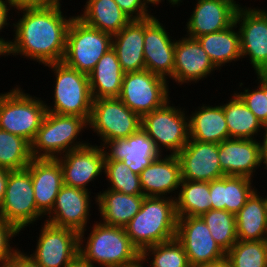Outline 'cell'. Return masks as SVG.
<instances>
[{"label":"cell","mask_w":267,"mask_h":267,"mask_svg":"<svg viewBox=\"0 0 267 267\" xmlns=\"http://www.w3.org/2000/svg\"><path fill=\"white\" fill-rule=\"evenodd\" d=\"M45 101L32 97L17 85L0 93V129L33 141L46 115Z\"/></svg>","instance_id":"cell-6"},{"label":"cell","mask_w":267,"mask_h":267,"mask_svg":"<svg viewBox=\"0 0 267 267\" xmlns=\"http://www.w3.org/2000/svg\"><path fill=\"white\" fill-rule=\"evenodd\" d=\"M10 171L11 170L9 169L0 167V206L2 205L5 196L6 184Z\"/></svg>","instance_id":"cell-46"},{"label":"cell","mask_w":267,"mask_h":267,"mask_svg":"<svg viewBox=\"0 0 267 267\" xmlns=\"http://www.w3.org/2000/svg\"><path fill=\"white\" fill-rule=\"evenodd\" d=\"M256 190L236 216L239 241L267 240V202Z\"/></svg>","instance_id":"cell-30"},{"label":"cell","mask_w":267,"mask_h":267,"mask_svg":"<svg viewBox=\"0 0 267 267\" xmlns=\"http://www.w3.org/2000/svg\"><path fill=\"white\" fill-rule=\"evenodd\" d=\"M112 41L113 35L92 28L75 16L68 28L63 62L88 75L112 48Z\"/></svg>","instance_id":"cell-7"},{"label":"cell","mask_w":267,"mask_h":267,"mask_svg":"<svg viewBox=\"0 0 267 267\" xmlns=\"http://www.w3.org/2000/svg\"><path fill=\"white\" fill-rule=\"evenodd\" d=\"M242 58L249 56L257 74H267V10L240 5L235 15Z\"/></svg>","instance_id":"cell-13"},{"label":"cell","mask_w":267,"mask_h":267,"mask_svg":"<svg viewBox=\"0 0 267 267\" xmlns=\"http://www.w3.org/2000/svg\"><path fill=\"white\" fill-rule=\"evenodd\" d=\"M0 217L19 232L45 217L37 210L31 175L26 168L9 172Z\"/></svg>","instance_id":"cell-11"},{"label":"cell","mask_w":267,"mask_h":267,"mask_svg":"<svg viewBox=\"0 0 267 267\" xmlns=\"http://www.w3.org/2000/svg\"><path fill=\"white\" fill-rule=\"evenodd\" d=\"M15 9L23 7H51L61 5V0H8Z\"/></svg>","instance_id":"cell-43"},{"label":"cell","mask_w":267,"mask_h":267,"mask_svg":"<svg viewBox=\"0 0 267 267\" xmlns=\"http://www.w3.org/2000/svg\"><path fill=\"white\" fill-rule=\"evenodd\" d=\"M91 191L63 185L56 197L53 209L45 221L58 227L69 228L79 233V244L84 237L86 224L91 214ZM84 239V240H83Z\"/></svg>","instance_id":"cell-15"},{"label":"cell","mask_w":267,"mask_h":267,"mask_svg":"<svg viewBox=\"0 0 267 267\" xmlns=\"http://www.w3.org/2000/svg\"><path fill=\"white\" fill-rule=\"evenodd\" d=\"M232 96L228 103L221 104L228 126L229 138L254 139L261 128L264 130L266 128L235 93Z\"/></svg>","instance_id":"cell-33"},{"label":"cell","mask_w":267,"mask_h":267,"mask_svg":"<svg viewBox=\"0 0 267 267\" xmlns=\"http://www.w3.org/2000/svg\"><path fill=\"white\" fill-rule=\"evenodd\" d=\"M132 267H141L139 264L135 265V266H132Z\"/></svg>","instance_id":"cell-54"},{"label":"cell","mask_w":267,"mask_h":267,"mask_svg":"<svg viewBox=\"0 0 267 267\" xmlns=\"http://www.w3.org/2000/svg\"><path fill=\"white\" fill-rule=\"evenodd\" d=\"M176 239L183 245L191 267L226 259V252L213 239L200 216L178 217Z\"/></svg>","instance_id":"cell-12"},{"label":"cell","mask_w":267,"mask_h":267,"mask_svg":"<svg viewBox=\"0 0 267 267\" xmlns=\"http://www.w3.org/2000/svg\"><path fill=\"white\" fill-rule=\"evenodd\" d=\"M165 28L155 16L144 19L145 69L173 80L175 40Z\"/></svg>","instance_id":"cell-16"},{"label":"cell","mask_w":267,"mask_h":267,"mask_svg":"<svg viewBox=\"0 0 267 267\" xmlns=\"http://www.w3.org/2000/svg\"><path fill=\"white\" fill-rule=\"evenodd\" d=\"M67 267H97L93 266L91 263L87 262L80 254H78Z\"/></svg>","instance_id":"cell-48"},{"label":"cell","mask_w":267,"mask_h":267,"mask_svg":"<svg viewBox=\"0 0 267 267\" xmlns=\"http://www.w3.org/2000/svg\"><path fill=\"white\" fill-rule=\"evenodd\" d=\"M17 234L19 235V231L0 217V267H5L19 250L10 246L12 237H16Z\"/></svg>","instance_id":"cell-41"},{"label":"cell","mask_w":267,"mask_h":267,"mask_svg":"<svg viewBox=\"0 0 267 267\" xmlns=\"http://www.w3.org/2000/svg\"><path fill=\"white\" fill-rule=\"evenodd\" d=\"M258 139L228 138L218 144V159L224 175L253 179V172L261 166Z\"/></svg>","instance_id":"cell-23"},{"label":"cell","mask_w":267,"mask_h":267,"mask_svg":"<svg viewBox=\"0 0 267 267\" xmlns=\"http://www.w3.org/2000/svg\"><path fill=\"white\" fill-rule=\"evenodd\" d=\"M112 49L116 52L124 73L145 70L144 19L131 20L114 34Z\"/></svg>","instance_id":"cell-25"},{"label":"cell","mask_w":267,"mask_h":267,"mask_svg":"<svg viewBox=\"0 0 267 267\" xmlns=\"http://www.w3.org/2000/svg\"><path fill=\"white\" fill-rule=\"evenodd\" d=\"M102 147L105 160H122L138 175L160 155L153 140L142 128L127 138L109 140Z\"/></svg>","instance_id":"cell-20"},{"label":"cell","mask_w":267,"mask_h":267,"mask_svg":"<svg viewBox=\"0 0 267 267\" xmlns=\"http://www.w3.org/2000/svg\"><path fill=\"white\" fill-rule=\"evenodd\" d=\"M175 5L178 6V4H180V2H182V0H171Z\"/></svg>","instance_id":"cell-52"},{"label":"cell","mask_w":267,"mask_h":267,"mask_svg":"<svg viewBox=\"0 0 267 267\" xmlns=\"http://www.w3.org/2000/svg\"><path fill=\"white\" fill-rule=\"evenodd\" d=\"M226 260L232 267H267V240H238Z\"/></svg>","instance_id":"cell-38"},{"label":"cell","mask_w":267,"mask_h":267,"mask_svg":"<svg viewBox=\"0 0 267 267\" xmlns=\"http://www.w3.org/2000/svg\"><path fill=\"white\" fill-rule=\"evenodd\" d=\"M257 80V89L244 88L243 92L235 94L267 129V74H257Z\"/></svg>","instance_id":"cell-40"},{"label":"cell","mask_w":267,"mask_h":267,"mask_svg":"<svg viewBox=\"0 0 267 267\" xmlns=\"http://www.w3.org/2000/svg\"><path fill=\"white\" fill-rule=\"evenodd\" d=\"M170 197L145 196L139 212L124 227L140 253L147 247L176 238L178 217L175 198Z\"/></svg>","instance_id":"cell-2"},{"label":"cell","mask_w":267,"mask_h":267,"mask_svg":"<svg viewBox=\"0 0 267 267\" xmlns=\"http://www.w3.org/2000/svg\"><path fill=\"white\" fill-rule=\"evenodd\" d=\"M237 27L239 26L234 22L224 30L196 38L218 69L226 63L236 62L242 58L239 31H235Z\"/></svg>","instance_id":"cell-31"},{"label":"cell","mask_w":267,"mask_h":267,"mask_svg":"<svg viewBox=\"0 0 267 267\" xmlns=\"http://www.w3.org/2000/svg\"><path fill=\"white\" fill-rule=\"evenodd\" d=\"M31 143L21 136L0 129V167L25 169L32 161Z\"/></svg>","instance_id":"cell-35"},{"label":"cell","mask_w":267,"mask_h":267,"mask_svg":"<svg viewBox=\"0 0 267 267\" xmlns=\"http://www.w3.org/2000/svg\"><path fill=\"white\" fill-rule=\"evenodd\" d=\"M87 126L88 121L85 118L46 112L42 124L31 142L33 158L56 159L71 150L85 147L89 144L87 141L76 140H80L77 137Z\"/></svg>","instance_id":"cell-4"},{"label":"cell","mask_w":267,"mask_h":267,"mask_svg":"<svg viewBox=\"0 0 267 267\" xmlns=\"http://www.w3.org/2000/svg\"><path fill=\"white\" fill-rule=\"evenodd\" d=\"M17 10L23 17L13 23L15 35L4 48V55H21L43 65L62 62L68 28L74 16L64 17L61 5Z\"/></svg>","instance_id":"cell-1"},{"label":"cell","mask_w":267,"mask_h":267,"mask_svg":"<svg viewBox=\"0 0 267 267\" xmlns=\"http://www.w3.org/2000/svg\"><path fill=\"white\" fill-rule=\"evenodd\" d=\"M160 154L139 174L142 193L147 197H167L175 190L179 191L182 177L181 165L177 155L169 154L162 158ZM164 195V196H163Z\"/></svg>","instance_id":"cell-24"},{"label":"cell","mask_w":267,"mask_h":267,"mask_svg":"<svg viewBox=\"0 0 267 267\" xmlns=\"http://www.w3.org/2000/svg\"><path fill=\"white\" fill-rule=\"evenodd\" d=\"M26 169L30 172L37 210L48 216L63 184V172L57 159L33 158Z\"/></svg>","instance_id":"cell-22"},{"label":"cell","mask_w":267,"mask_h":267,"mask_svg":"<svg viewBox=\"0 0 267 267\" xmlns=\"http://www.w3.org/2000/svg\"><path fill=\"white\" fill-rule=\"evenodd\" d=\"M170 100L161 108L145 114L141 128L153 140L156 149L162 154V148L177 155L189 141V115L184 109L170 105Z\"/></svg>","instance_id":"cell-8"},{"label":"cell","mask_w":267,"mask_h":267,"mask_svg":"<svg viewBox=\"0 0 267 267\" xmlns=\"http://www.w3.org/2000/svg\"><path fill=\"white\" fill-rule=\"evenodd\" d=\"M0 56H4V49L0 46Z\"/></svg>","instance_id":"cell-53"},{"label":"cell","mask_w":267,"mask_h":267,"mask_svg":"<svg viewBox=\"0 0 267 267\" xmlns=\"http://www.w3.org/2000/svg\"><path fill=\"white\" fill-rule=\"evenodd\" d=\"M23 252L19 249L5 267H41L27 253Z\"/></svg>","instance_id":"cell-44"},{"label":"cell","mask_w":267,"mask_h":267,"mask_svg":"<svg viewBox=\"0 0 267 267\" xmlns=\"http://www.w3.org/2000/svg\"><path fill=\"white\" fill-rule=\"evenodd\" d=\"M264 136L262 142L259 141L260 144V161L261 165H266L264 168L267 170V129L264 130Z\"/></svg>","instance_id":"cell-47"},{"label":"cell","mask_w":267,"mask_h":267,"mask_svg":"<svg viewBox=\"0 0 267 267\" xmlns=\"http://www.w3.org/2000/svg\"><path fill=\"white\" fill-rule=\"evenodd\" d=\"M124 71L111 48L88 74L93 99L118 98L121 92Z\"/></svg>","instance_id":"cell-29"},{"label":"cell","mask_w":267,"mask_h":267,"mask_svg":"<svg viewBox=\"0 0 267 267\" xmlns=\"http://www.w3.org/2000/svg\"><path fill=\"white\" fill-rule=\"evenodd\" d=\"M141 267H144L143 264H145V261L140 257L139 259V263H138ZM147 267V266H146ZM150 267V266H149Z\"/></svg>","instance_id":"cell-51"},{"label":"cell","mask_w":267,"mask_h":267,"mask_svg":"<svg viewBox=\"0 0 267 267\" xmlns=\"http://www.w3.org/2000/svg\"><path fill=\"white\" fill-rule=\"evenodd\" d=\"M175 197L177 217L201 216L211 209L209 182L182 180Z\"/></svg>","instance_id":"cell-34"},{"label":"cell","mask_w":267,"mask_h":267,"mask_svg":"<svg viewBox=\"0 0 267 267\" xmlns=\"http://www.w3.org/2000/svg\"><path fill=\"white\" fill-rule=\"evenodd\" d=\"M104 174L111 183L108 189L128 195H143L139 175L122 160H105Z\"/></svg>","instance_id":"cell-39"},{"label":"cell","mask_w":267,"mask_h":267,"mask_svg":"<svg viewBox=\"0 0 267 267\" xmlns=\"http://www.w3.org/2000/svg\"><path fill=\"white\" fill-rule=\"evenodd\" d=\"M251 178L225 175L209 182L211 209L237 214L256 190Z\"/></svg>","instance_id":"cell-26"},{"label":"cell","mask_w":267,"mask_h":267,"mask_svg":"<svg viewBox=\"0 0 267 267\" xmlns=\"http://www.w3.org/2000/svg\"><path fill=\"white\" fill-rule=\"evenodd\" d=\"M33 254H28L41 267H67L79 254V233L69 228L44 222Z\"/></svg>","instance_id":"cell-14"},{"label":"cell","mask_w":267,"mask_h":267,"mask_svg":"<svg viewBox=\"0 0 267 267\" xmlns=\"http://www.w3.org/2000/svg\"><path fill=\"white\" fill-rule=\"evenodd\" d=\"M148 5L150 4H153V5H158L159 3H161L162 1L164 0H144ZM169 3L174 6L175 4L171 1V0H168Z\"/></svg>","instance_id":"cell-50"},{"label":"cell","mask_w":267,"mask_h":267,"mask_svg":"<svg viewBox=\"0 0 267 267\" xmlns=\"http://www.w3.org/2000/svg\"><path fill=\"white\" fill-rule=\"evenodd\" d=\"M216 69L197 39L185 36L175 41L173 80L178 85L199 82Z\"/></svg>","instance_id":"cell-21"},{"label":"cell","mask_w":267,"mask_h":267,"mask_svg":"<svg viewBox=\"0 0 267 267\" xmlns=\"http://www.w3.org/2000/svg\"><path fill=\"white\" fill-rule=\"evenodd\" d=\"M119 8L131 19L142 20L153 15L149 14L148 4L144 0H114Z\"/></svg>","instance_id":"cell-42"},{"label":"cell","mask_w":267,"mask_h":267,"mask_svg":"<svg viewBox=\"0 0 267 267\" xmlns=\"http://www.w3.org/2000/svg\"><path fill=\"white\" fill-rule=\"evenodd\" d=\"M12 8V5L9 3L8 0H0V32H2V29L5 26H8L10 23L8 21L10 20L9 17V10ZM10 40H5L4 38L0 37V46L4 49L8 44Z\"/></svg>","instance_id":"cell-45"},{"label":"cell","mask_w":267,"mask_h":267,"mask_svg":"<svg viewBox=\"0 0 267 267\" xmlns=\"http://www.w3.org/2000/svg\"><path fill=\"white\" fill-rule=\"evenodd\" d=\"M56 159L61 165L66 186L89 191L87 184L104 172L105 152L102 146L89 143Z\"/></svg>","instance_id":"cell-17"},{"label":"cell","mask_w":267,"mask_h":267,"mask_svg":"<svg viewBox=\"0 0 267 267\" xmlns=\"http://www.w3.org/2000/svg\"><path fill=\"white\" fill-rule=\"evenodd\" d=\"M144 195H128L114 190H103L95 196L101 223L124 228L139 212ZM103 220V222H102Z\"/></svg>","instance_id":"cell-27"},{"label":"cell","mask_w":267,"mask_h":267,"mask_svg":"<svg viewBox=\"0 0 267 267\" xmlns=\"http://www.w3.org/2000/svg\"><path fill=\"white\" fill-rule=\"evenodd\" d=\"M177 157L182 180L210 182L225 176L218 159L217 143L189 139Z\"/></svg>","instance_id":"cell-18"},{"label":"cell","mask_w":267,"mask_h":267,"mask_svg":"<svg viewBox=\"0 0 267 267\" xmlns=\"http://www.w3.org/2000/svg\"><path fill=\"white\" fill-rule=\"evenodd\" d=\"M141 258L149 261L151 267H191L183 245L176 238L145 248Z\"/></svg>","instance_id":"cell-37"},{"label":"cell","mask_w":267,"mask_h":267,"mask_svg":"<svg viewBox=\"0 0 267 267\" xmlns=\"http://www.w3.org/2000/svg\"><path fill=\"white\" fill-rule=\"evenodd\" d=\"M186 24L185 36L196 39L230 27L240 4L235 0H197Z\"/></svg>","instance_id":"cell-19"},{"label":"cell","mask_w":267,"mask_h":267,"mask_svg":"<svg viewBox=\"0 0 267 267\" xmlns=\"http://www.w3.org/2000/svg\"><path fill=\"white\" fill-rule=\"evenodd\" d=\"M141 120L119 98L93 99L88 127L100 136L103 146L109 140L127 138L137 132Z\"/></svg>","instance_id":"cell-10"},{"label":"cell","mask_w":267,"mask_h":267,"mask_svg":"<svg viewBox=\"0 0 267 267\" xmlns=\"http://www.w3.org/2000/svg\"><path fill=\"white\" fill-rule=\"evenodd\" d=\"M91 230L86 244H79V254L87 262L99 267H132L139 263L141 253L131 243L125 228L96 221Z\"/></svg>","instance_id":"cell-3"},{"label":"cell","mask_w":267,"mask_h":267,"mask_svg":"<svg viewBox=\"0 0 267 267\" xmlns=\"http://www.w3.org/2000/svg\"><path fill=\"white\" fill-rule=\"evenodd\" d=\"M55 76L53 105L45 104L47 112L90 119L93 97L87 74L67 66L63 61L49 63Z\"/></svg>","instance_id":"cell-5"},{"label":"cell","mask_w":267,"mask_h":267,"mask_svg":"<svg viewBox=\"0 0 267 267\" xmlns=\"http://www.w3.org/2000/svg\"><path fill=\"white\" fill-rule=\"evenodd\" d=\"M189 116V139L221 143L229 138L223 107L202 104Z\"/></svg>","instance_id":"cell-28"},{"label":"cell","mask_w":267,"mask_h":267,"mask_svg":"<svg viewBox=\"0 0 267 267\" xmlns=\"http://www.w3.org/2000/svg\"><path fill=\"white\" fill-rule=\"evenodd\" d=\"M199 267H232V266L225 259V260H223L221 262H218V263L209 264V265H202V266H199Z\"/></svg>","instance_id":"cell-49"},{"label":"cell","mask_w":267,"mask_h":267,"mask_svg":"<svg viewBox=\"0 0 267 267\" xmlns=\"http://www.w3.org/2000/svg\"><path fill=\"white\" fill-rule=\"evenodd\" d=\"M213 239L227 253L238 241L236 232V216L226 210L210 209L200 216Z\"/></svg>","instance_id":"cell-36"},{"label":"cell","mask_w":267,"mask_h":267,"mask_svg":"<svg viewBox=\"0 0 267 267\" xmlns=\"http://www.w3.org/2000/svg\"><path fill=\"white\" fill-rule=\"evenodd\" d=\"M84 7L83 14L77 17L86 25L111 35L131 21L114 0H87Z\"/></svg>","instance_id":"cell-32"},{"label":"cell","mask_w":267,"mask_h":267,"mask_svg":"<svg viewBox=\"0 0 267 267\" xmlns=\"http://www.w3.org/2000/svg\"><path fill=\"white\" fill-rule=\"evenodd\" d=\"M167 79L148 70L124 73L118 98L141 118L169 100Z\"/></svg>","instance_id":"cell-9"}]
</instances>
